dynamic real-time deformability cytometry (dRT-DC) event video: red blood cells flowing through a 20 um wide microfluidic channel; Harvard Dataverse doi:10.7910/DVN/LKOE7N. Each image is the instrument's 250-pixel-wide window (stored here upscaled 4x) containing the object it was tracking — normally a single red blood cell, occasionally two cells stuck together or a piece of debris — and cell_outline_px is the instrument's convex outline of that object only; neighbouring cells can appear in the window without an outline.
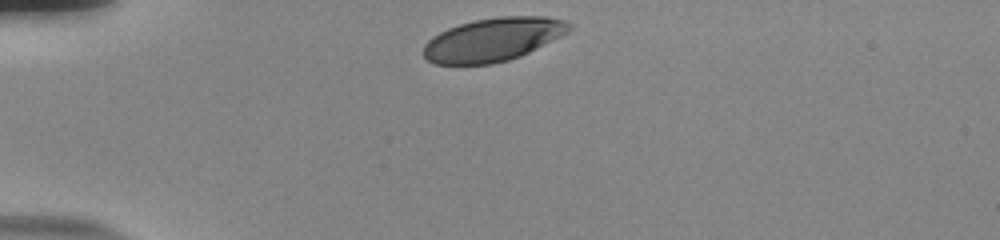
{"species": "human", "species_latin": "Homo sapiens", "temperature_condition": "room temperature", "stored_images_in_passage": 33, "camera_frame_rate_fps": 3000, "um_per_image_px": 0.085, "donor": {"sex": "male"}, "frame": {"image": 1, "passage_image": 1, "time_ms": 0.0, "image_size_px": [1000, 240], "cell_outline_px": [[572, 28], [568, 32], [520, 56], [508, 60], [492, 64], [436, 64], [428, 60], [424, 56], [424, 44], [432, 36], [448, 28], [460, 24], [476, 20], [500, 16], [544, 16], [564, 20], [572, 24]], "centroid_in_image_um": [41.9, 3.35], "position_along_channel_um": 43.1, "area_um2": 36.59}}
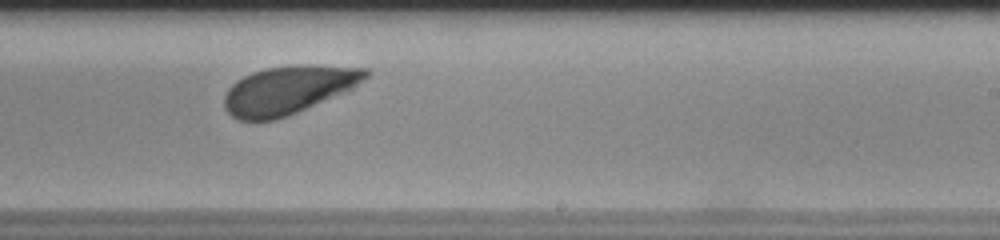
{"frame": {"image": 2, "passage_image": 22, "time_ms": 7.0, "image_size_px": [1000, 240], "cell_outline_px": [[372, 72], [368, 76], [348, 92], [288, 116], [276, 120], [240, 120], [232, 116], [224, 108], [224, 96], [228, 88], [236, 80], [252, 72], [268, 68], [296, 64], [308, 64], [368, 68]], "centroid_in_image_um": [24.55, 7.64], "position_along_channel_um": 264.5, "area_um2": 40.17}}
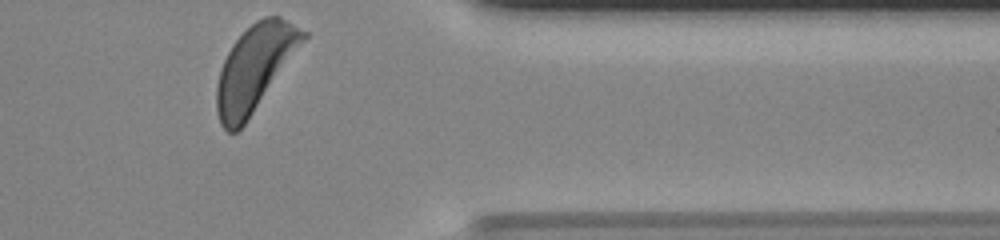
{"frame": {"image": 3, "passage_image": 33, "time_ms": 10.667, "image_size_px": [1000, 240], "cell_outline_px": [[308, 36], [244, 124], [236, 132], [228, 132], [220, 124], [216, 112], [216, 84], [220, 68], [232, 44], [256, 20], [264, 16], [280, 16], [308, 32]], "centroid_in_image_um": [21.63, 5.77], "position_along_channel_um": 389.8, "area_um2": 42.48}, "authors_computed_cell_mechanics": {"area_um2": 39.9398, "velocity_mm_per_s": 3.7267, "shape_relaxation_time_tau1_ms": 3.1448, "shape_relaxation_time_tau2_ms": null, "deformation_change_tau1": 0.163, "deformation_change_tau2": null}}